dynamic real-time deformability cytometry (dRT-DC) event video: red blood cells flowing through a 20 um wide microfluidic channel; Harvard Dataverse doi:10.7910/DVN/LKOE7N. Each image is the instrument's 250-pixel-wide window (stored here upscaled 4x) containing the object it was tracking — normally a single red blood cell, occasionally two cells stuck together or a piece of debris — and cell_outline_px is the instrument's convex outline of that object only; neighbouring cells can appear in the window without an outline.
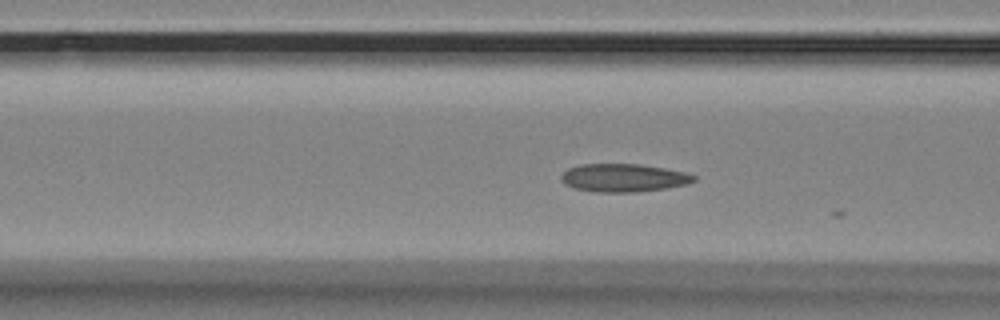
{"species": "Egyptian fruit bat (a non-hibernating species)", "species_latin": "Rousettus aegyptiacus", "temperature_condition": "room temperature", "stored_images_in_passage": 6, "camera_frame_rate_fps": 3000, "um_per_image_px": 0.085, "animal": {"sex": "female"}, "frame": {"image": 1, "passage_image": 3, "time_ms": 0.667, "image_size_px": [1000, 320], "cell_outline_px": [[696, 180], [688, 184], [668, 188], [636, 192], [592, 192], [576, 188], [564, 184], [560, 180], [560, 176], [568, 168], [580, 164], [640, 164], [664, 168], [684, 172], [696, 176]], "centroid_in_image_um": [52.99, 15.12], "position_along_channel_um": 113.6, "area_um2": 21.85}}